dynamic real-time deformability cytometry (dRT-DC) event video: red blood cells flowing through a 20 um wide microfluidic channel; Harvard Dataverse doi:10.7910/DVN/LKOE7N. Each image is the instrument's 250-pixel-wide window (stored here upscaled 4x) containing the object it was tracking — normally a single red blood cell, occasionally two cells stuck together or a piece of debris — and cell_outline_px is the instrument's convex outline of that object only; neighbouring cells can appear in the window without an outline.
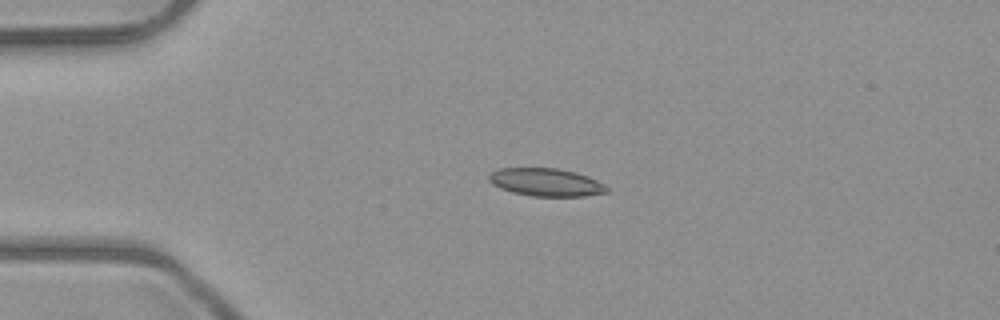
{"species": "common noctule bat (a hibernating species)", "species_latin": "Nyctalus noctula", "temperature_condition": "room temperature", "stored_images_in_passage": 3, "camera_frame_rate_fps": 3000, "um_per_image_px": 0.085, "animal": {"sex": "male", "body_mass_g": 23.1, "forearm_length_mm": 52.7}, "frame": {"image": 1, "passage_image": 2, "time_ms": 2.0, "image_size_px": [1000, 320], "cell_outline_px": [[608, 192], [584, 196], [532, 196], [512, 192], [500, 188], [492, 184], [488, 180], [488, 176], [492, 172], [500, 168], [556, 168], [576, 172], [588, 176], [604, 184], [608, 188]], "centroid_in_image_um": [46.4, 15.49], "position_along_channel_um": 38.6, "area_um2": 19.13}}